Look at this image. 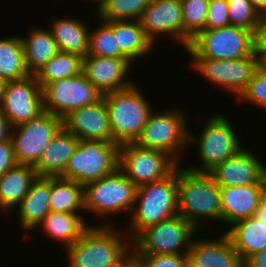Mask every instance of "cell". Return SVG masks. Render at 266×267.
I'll list each match as a JSON object with an SVG mask.
<instances>
[{
    "instance_id": "1",
    "label": "cell",
    "mask_w": 266,
    "mask_h": 267,
    "mask_svg": "<svg viewBox=\"0 0 266 267\" xmlns=\"http://www.w3.org/2000/svg\"><path fill=\"white\" fill-rule=\"evenodd\" d=\"M113 225L109 222L103 223V226H90L73 245L66 248L68 266L120 267L132 251V240Z\"/></svg>"
},
{
    "instance_id": "43",
    "label": "cell",
    "mask_w": 266,
    "mask_h": 267,
    "mask_svg": "<svg viewBox=\"0 0 266 267\" xmlns=\"http://www.w3.org/2000/svg\"><path fill=\"white\" fill-rule=\"evenodd\" d=\"M11 126L0 110V142L10 139Z\"/></svg>"
},
{
    "instance_id": "2",
    "label": "cell",
    "mask_w": 266,
    "mask_h": 267,
    "mask_svg": "<svg viewBox=\"0 0 266 267\" xmlns=\"http://www.w3.org/2000/svg\"><path fill=\"white\" fill-rule=\"evenodd\" d=\"M131 213L132 235H126L132 241L147 227L177 215L178 166L164 179L138 186Z\"/></svg>"
},
{
    "instance_id": "16",
    "label": "cell",
    "mask_w": 266,
    "mask_h": 267,
    "mask_svg": "<svg viewBox=\"0 0 266 267\" xmlns=\"http://www.w3.org/2000/svg\"><path fill=\"white\" fill-rule=\"evenodd\" d=\"M139 22L149 39L156 44L158 36H169L186 49L192 38L183 30L181 0H150Z\"/></svg>"
},
{
    "instance_id": "34",
    "label": "cell",
    "mask_w": 266,
    "mask_h": 267,
    "mask_svg": "<svg viewBox=\"0 0 266 267\" xmlns=\"http://www.w3.org/2000/svg\"><path fill=\"white\" fill-rule=\"evenodd\" d=\"M93 31H89V51L87 55L126 58L117 44V35L114 30L104 21Z\"/></svg>"
},
{
    "instance_id": "21",
    "label": "cell",
    "mask_w": 266,
    "mask_h": 267,
    "mask_svg": "<svg viewBox=\"0 0 266 267\" xmlns=\"http://www.w3.org/2000/svg\"><path fill=\"white\" fill-rule=\"evenodd\" d=\"M216 238L193 239L188 258L202 267H244L228 235L224 232Z\"/></svg>"
},
{
    "instance_id": "19",
    "label": "cell",
    "mask_w": 266,
    "mask_h": 267,
    "mask_svg": "<svg viewBox=\"0 0 266 267\" xmlns=\"http://www.w3.org/2000/svg\"><path fill=\"white\" fill-rule=\"evenodd\" d=\"M63 128L79 140L114 142L105 99L73 110L62 119Z\"/></svg>"
},
{
    "instance_id": "49",
    "label": "cell",
    "mask_w": 266,
    "mask_h": 267,
    "mask_svg": "<svg viewBox=\"0 0 266 267\" xmlns=\"http://www.w3.org/2000/svg\"><path fill=\"white\" fill-rule=\"evenodd\" d=\"M187 267H202L199 265H195L189 258L187 260Z\"/></svg>"
},
{
    "instance_id": "3",
    "label": "cell",
    "mask_w": 266,
    "mask_h": 267,
    "mask_svg": "<svg viewBox=\"0 0 266 267\" xmlns=\"http://www.w3.org/2000/svg\"><path fill=\"white\" fill-rule=\"evenodd\" d=\"M178 214L196 229L203 220L221 221L220 187L209 173L178 167Z\"/></svg>"
},
{
    "instance_id": "44",
    "label": "cell",
    "mask_w": 266,
    "mask_h": 267,
    "mask_svg": "<svg viewBox=\"0 0 266 267\" xmlns=\"http://www.w3.org/2000/svg\"><path fill=\"white\" fill-rule=\"evenodd\" d=\"M120 267H146V265L134 252L131 251L130 254L122 261Z\"/></svg>"
},
{
    "instance_id": "27",
    "label": "cell",
    "mask_w": 266,
    "mask_h": 267,
    "mask_svg": "<svg viewBox=\"0 0 266 267\" xmlns=\"http://www.w3.org/2000/svg\"><path fill=\"white\" fill-rule=\"evenodd\" d=\"M117 35L121 53L131 62L147 55L154 43L145 34L139 20L106 21Z\"/></svg>"
},
{
    "instance_id": "42",
    "label": "cell",
    "mask_w": 266,
    "mask_h": 267,
    "mask_svg": "<svg viewBox=\"0 0 266 267\" xmlns=\"http://www.w3.org/2000/svg\"><path fill=\"white\" fill-rule=\"evenodd\" d=\"M244 267H266V248L244 262Z\"/></svg>"
},
{
    "instance_id": "10",
    "label": "cell",
    "mask_w": 266,
    "mask_h": 267,
    "mask_svg": "<svg viewBox=\"0 0 266 267\" xmlns=\"http://www.w3.org/2000/svg\"><path fill=\"white\" fill-rule=\"evenodd\" d=\"M195 232L197 229L177 214L143 230L132 241V251L135 254L188 255Z\"/></svg>"
},
{
    "instance_id": "18",
    "label": "cell",
    "mask_w": 266,
    "mask_h": 267,
    "mask_svg": "<svg viewBox=\"0 0 266 267\" xmlns=\"http://www.w3.org/2000/svg\"><path fill=\"white\" fill-rule=\"evenodd\" d=\"M131 65L127 58L86 55L82 59V73L105 95L134 84V81L129 80L130 77L127 78Z\"/></svg>"
},
{
    "instance_id": "40",
    "label": "cell",
    "mask_w": 266,
    "mask_h": 267,
    "mask_svg": "<svg viewBox=\"0 0 266 267\" xmlns=\"http://www.w3.org/2000/svg\"><path fill=\"white\" fill-rule=\"evenodd\" d=\"M254 53L262 62L266 58V14H261L254 32Z\"/></svg>"
},
{
    "instance_id": "22",
    "label": "cell",
    "mask_w": 266,
    "mask_h": 267,
    "mask_svg": "<svg viewBox=\"0 0 266 267\" xmlns=\"http://www.w3.org/2000/svg\"><path fill=\"white\" fill-rule=\"evenodd\" d=\"M79 141L74 134L62 127L51 139L38 162L33 166L37 177L61 176Z\"/></svg>"
},
{
    "instance_id": "20",
    "label": "cell",
    "mask_w": 266,
    "mask_h": 267,
    "mask_svg": "<svg viewBox=\"0 0 266 267\" xmlns=\"http://www.w3.org/2000/svg\"><path fill=\"white\" fill-rule=\"evenodd\" d=\"M264 183L220 187L221 222L234 223L251 217L260 205Z\"/></svg>"
},
{
    "instance_id": "45",
    "label": "cell",
    "mask_w": 266,
    "mask_h": 267,
    "mask_svg": "<svg viewBox=\"0 0 266 267\" xmlns=\"http://www.w3.org/2000/svg\"><path fill=\"white\" fill-rule=\"evenodd\" d=\"M254 219L259 222L266 223V206L261 202L260 205L257 207L256 211L252 215Z\"/></svg>"
},
{
    "instance_id": "31",
    "label": "cell",
    "mask_w": 266,
    "mask_h": 267,
    "mask_svg": "<svg viewBox=\"0 0 266 267\" xmlns=\"http://www.w3.org/2000/svg\"><path fill=\"white\" fill-rule=\"evenodd\" d=\"M25 66L23 42L20 36L0 39V78L7 81L29 76Z\"/></svg>"
},
{
    "instance_id": "6",
    "label": "cell",
    "mask_w": 266,
    "mask_h": 267,
    "mask_svg": "<svg viewBox=\"0 0 266 267\" xmlns=\"http://www.w3.org/2000/svg\"><path fill=\"white\" fill-rule=\"evenodd\" d=\"M185 115L177 108L160 113L152 112L134 143L163 151L179 164L180 155L189 146L190 129Z\"/></svg>"
},
{
    "instance_id": "38",
    "label": "cell",
    "mask_w": 266,
    "mask_h": 267,
    "mask_svg": "<svg viewBox=\"0 0 266 267\" xmlns=\"http://www.w3.org/2000/svg\"><path fill=\"white\" fill-rule=\"evenodd\" d=\"M230 25L227 0H209L206 29H215Z\"/></svg>"
},
{
    "instance_id": "37",
    "label": "cell",
    "mask_w": 266,
    "mask_h": 267,
    "mask_svg": "<svg viewBox=\"0 0 266 267\" xmlns=\"http://www.w3.org/2000/svg\"><path fill=\"white\" fill-rule=\"evenodd\" d=\"M238 98L266 110V69L264 67L260 65Z\"/></svg>"
},
{
    "instance_id": "8",
    "label": "cell",
    "mask_w": 266,
    "mask_h": 267,
    "mask_svg": "<svg viewBox=\"0 0 266 267\" xmlns=\"http://www.w3.org/2000/svg\"><path fill=\"white\" fill-rule=\"evenodd\" d=\"M137 186L118 168L114 173L84 185V210L100 217L132 212Z\"/></svg>"
},
{
    "instance_id": "23",
    "label": "cell",
    "mask_w": 266,
    "mask_h": 267,
    "mask_svg": "<svg viewBox=\"0 0 266 267\" xmlns=\"http://www.w3.org/2000/svg\"><path fill=\"white\" fill-rule=\"evenodd\" d=\"M51 177H37L28 193L16 206L20 226L26 231L37 229L50 212Z\"/></svg>"
},
{
    "instance_id": "36",
    "label": "cell",
    "mask_w": 266,
    "mask_h": 267,
    "mask_svg": "<svg viewBox=\"0 0 266 267\" xmlns=\"http://www.w3.org/2000/svg\"><path fill=\"white\" fill-rule=\"evenodd\" d=\"M230 25L255 32L260 14L248 0H227Z\"/></svg>"
},
{
    "instance_id": "4",
    "label": "cell",
    "mask_w": 266,
    "mask_h": 267,
    "mask_svg": "<svg viewBox=\"0 0 266 267\" xmlns=\"http://www.w3.org/2000/svg\"><path fill=\"white\" fill-rule=\"evenodd\" d=\"M105 99L113 141L119 145L135 142L153 112L146 97L134 83L107 93Z\"/></svg>"
},
{
    "instance_id": "35",
    "label": "cell",
    "mask_w": 266,
    "mask_h": 267,
    "mask_svg": "<svg viewBox=\"0 0 266 267\" xmlns=\"http://www.w3.org/2000/svg\"><path fill=\"white\" fill-rule=\"evenodd\" d=\"M183 30L193 39L206 29L209 0H181Z\"/></svg>"
},
{
    "instance_id": "14",
    "label": "cell",
    "mask_w": 266,
    "mask_h": 267,
    "mask_svg": "<svg viewBox=\"0 0 266 267\" xmlns=\"http://www.w3.org/2000/svg\"><path fill=\"white\" fill-rule=\"evenodd\" d=\"M191 68L209 79L218 87L234 93L238 97L252 79L261 61L253 55L240 59L219 60L205 57H192Z\"/></svg>"
},
{
    "instance_id": "26",
    "label": "cell",
    "mask_w": 266,
    "mask_h": 267,
    "mask_svg": "<svg viewBox=\"0 0 266 267\" xmlns=\"http://www.w3.org/2000/svg\"><path fill=\"white\" fill-rule=\"evenodd\" d=\"M37 178L31 165L16 164L0 177V209L13 211L28 193L31 183Z\"/></svg>"
},
{
    "instance_id": "41",
    "label": "cell",
    "mask_w": 266,
    "mask_h": 267,
    "mask_svg": "<svg viewBox=\"0 0 266 267\" xmlns=\"http://www.w3.org/2000/svg\"><path fill=\"white\" fill-rule=\"evenodd\" d=\"M16 164L11 139L0 142V177Z\"/></svg>"
},
{
    "instance_id": "25",
    "label": "cell",
    "mask_w": 266,
    "mask_h": 267,
    "mask_svg": "<svg viewBox=\"0 0 266 267\" xmlns=\"http://www.w3.org/2000/svg\"><path fill=\"white\" fill-rule=\"evenodd\" d=\"M50 28L59 51L74 53L82 58L88 54L90 28L84 21L69 17L56 18Z\"/></svg>"
},
{
    "instance_id": "12",
    "label": "cell",
    "mask_w": 266,
    "mask_h": 267,
    "mask_svg": "<svg viewBox=\"0 0 266 267\" xmlns=\"http://www.w3.org/2000/svg\"><path fill=\"white\" fill-rule=\"evenodd\" d=\"M62 127V119L47 111L28 122L12 127L10 139L17 164L34 166Z\"/></svg>"
},
{
    "instance_id": "39",
    "label": "cell",
    "mask_w": 266,
    "mask_h": 267,
    "mask_svg": "<svg viewBox=\"0 0 266 267\" xmlns=\"http://www.w3.org/2000/svg\"><path fill=\"white\" fill-rule=\"evenodd\" d=\"M146 267H187L188 255L136 254Z\"/></svg>"
},
{
    "instance_id": "9",
    "label": "cell",
    "mask_w": 266,
    "mask_h": 267,
    "mask_svg": "<svg viewBox=\"0 0 266 267\" xmlns=\"http://www.w3.org/2000/svg\"><path fill=\"white\" fill-rule=\"evenodd\" d=\"M198 137L189 132V144L195 142L198 147L200 168H187L194 172H210L215 166L237 153L243 146L238 140V134L225 116L214 114L205 121Z\"/></svg>"
},
{
    "instance_id": "30",
    "label": "cell",
    "mask_w": 266,
    "mask_h": 267,
    "mask_svg": "<svg viewBox=\"0 0 266 267\" xmlns=\"http://www.w3.org/2000/svg\"><path fill=\"white\" fill-rule=\"evenodd\" d=\"M50 211L79 213L84 209V185L62 177H51Z\"/></svg>"
},
{
    "instance_id": "33",
    "label": "cell",
    "mask_w": 266,
    "mask_h": 267,
    "mask_svg": "<svg viewBox=\"0 0 266 267\" xmlns=\"http://www.w3.org/2000/svg\"><path fill=\"white\" fill-rule=\"evenodd\" d=\"M150 0H99L98 19L106 21L139 20Z\"/></svg>"
},
{
    "instance_id": "11",
    "label": "cell",
    "mask_w": 266,
    "mask_h": 267,
    "mask_svg": "<svg viewBox=\"0 0 266 267\" xmlns=\"http://www.w3.org/2000/svg\"><path fill=\"white\" fill-rule=\"evenodd\" d=\"M179 164L167 153L134 142L119 147L120 171L137 187L167 177Z\"/></svg>"
},
{
    "instance_id": "24",
    "label": "cell",
    "mask_w": 266,
    "mask_h": 267,
    "mask_svg": "<svg viewBox=\"0 0 266 267\" xmlns=\"http://www.w3.org/2000/svg\"><path fill=\"white\" fill-rule=\"evenodd\" d=\"M232 227V228H231ZM225 232L244 263L266 248V223L252 216L231 225Z\"/></svg>"
},
{
    "instance_id": "28",
    "label": "cell",
    "mask_w": 266,
    "mask_h": 267,
    "mask_svg": "<svg viewBox=\"0 0 266 267\" xmlns=\"http://www.w3.org/2000/svg\"><path fill=\"white\" fill-rule=\"evenodd\" d=\"M80 213L50 211L38 225L47 236L61 241L63 247L73 245L90 227Z\"/></svg>"
},
{
    "instance_id": "47",
    "label": "cell",
    "mask_w": 266,
    "mask_h": 267,
    "mask_svg": "<svg viewBox=\"0 0 266 267\" xmlns=\"http://www.w3.org/2000/svg\"><path fill=\"white\" fill-rule=\"evenodd\" d=\"M5 84H6V81L4 79L0 78V103H1L3 93H4Z\"/></svg>"
},
{
    "instance_id": "17",
    "label": "cell",
    "mask_w": 266,
    "mask_h": 267,
    "mask_svg": "<svg viewBox=\"0 0 266 267\" xmlns=\"http://www.w3.org/2000/svg\"><path fill=\"white\" fill-rule=\"evenodd\" d=\"M208 173L219 187H241L266 181L265 164L244 147Z\"/></svg>"
},
{
    "instance_id": "13",
    "label": "cell",
    "mask_w": 266,
    "mask_h": 267,
    "mask_svg": "<svg viewBox=\"0 0 266 267\" xmlns=\"http://www.w3.org/2000/svg\"><path fill=\"white\" fill-rule=\"evenodd\" d=\"M43 110L63 119L73 110L96 103L102 94L81 72L41 88Z\"/></svg>"
},
{
    "instance_id": "46",
    "label": "cell",
    "mask_w": 266,
    "mask_h": 267,
    "mask_svg": "<svg viewBox=\"0 0 266 267\" xmlns=\"http://www.w3.org/2000/svg\"><path fill=\"white\" fill-rule=\"evenodd\" d=\"M256 11L261 14H266V0H248Z\"/></svg>"
},
{
    "instance_id": "32",
    "label": "cell",
    "mask_w": 266,
    "mask_h": 267,
    "mask_svg": "<svg viewBox=\"0 0 266 267\" xmlns=\"http://www.w3.org/2000/svg\"><path fill=\"white\" fill-rule=\"evenodd\" d=\"M82 57L68 52L58 51L34 75L40 87L79 75L82 72Z\"/></svg>"
},
{
    "instance_id": "5",
    "label": "cell",
    "mask_w": 266,
    "mask_h": 267,
    "mask_svg": "<svg viewBox=\"0 0 266 267\" xmlns=\"http://www.w3.org/2000/svg\"><path fill=\"white\" fill-rule=\"evenodd\" d=\"M119 147L115 142L80 140L60 177L85 185L114 173L119 164Z\"/></svg>"
},
{
    "instance_id": "50",
    "label": "cell",
    "mask_w": 266,
    "mask_h": 267,
    "mask_svg": "<svg viewBox=\"0 0 266 267\" xmlns=\"http://www.w3.org/2000/svg\"><path fill=\"white\" fill-rule=\"evenodd\" d=\"M261 66L266 69V58L261 62Z\"/></svg>"
},
{
    "instance_id": "15",
    "label": "cell",
    "mask_w": 266,
    "mask_h": 267,
    "mask_svg": "<svg viewBox=\"0 0 266 267\" xmlns=\"http://www.w3.org/2000/svg\"><path fill=\"white\" fill-rule=\"evenodd\" d=\"M0 110L11 127L28 122L42 113V92L35 76L7 81Z\"/></svg>"
},
{
    "instance_id": "48",
    "label": "cell",
    "mask_w": 266,
    "mask_h": 267,
    "mask_svg": "<svg viewBox=\"0 0 266 267\" xmlns=\"http://www.w3.org/2000/svg\"><path fill=\"white\" fill-rule=\"evenodd\" d=\"M261 202L266 206V181L264 183V188H263V191H262V200Z\"/></svg>"
},
{
    "instance_id": "7",
    "label": "cell",
    "mask_w": 266,
    "mask_h": 267,
    "mask_svg": "<svg viewBox=\"0 0 266 267\" xmlns=\"http://www.w3.org/2000/svg\"><path fill=\"white\" fill-rule=\"evenodd\" d=\"M191 57L233 60L254 54V32L226 26L200 31L186 48Z\"/></svg>"
},
{
    "instance_id": "29",
    "label": "cell",
    "mask_w": 266,
    "mask_h": 267,
    "mask_svg": "<svg viewBox=\"0 0 266 267\" xmlns=\"http://www.w3.org/2000/svg\"><path fill=\"white\" fill-rule=\"evenodd\" d=\"M28 36H21L25 66L30 75H35L59 49L49 29L34 27Z\"/></svg>"
}]
</instances>
